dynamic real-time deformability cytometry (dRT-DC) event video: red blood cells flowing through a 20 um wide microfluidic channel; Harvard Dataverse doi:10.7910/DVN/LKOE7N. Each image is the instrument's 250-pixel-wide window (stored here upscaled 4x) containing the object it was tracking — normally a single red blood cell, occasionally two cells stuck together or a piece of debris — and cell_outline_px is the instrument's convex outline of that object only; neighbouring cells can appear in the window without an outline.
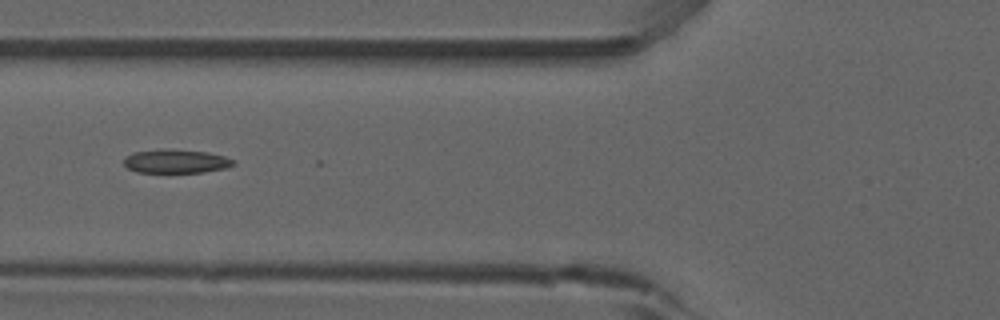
{"species": "common noctule bat (a hibernating species)", "species_latin": "Nyctalus noctula", "temperature_condition": "room temperature", "stored_images_in_passage": 36, "camera_frame_rate_fps": 3000, "um_per_image_px": 0.085, "animal": {"sex": "male", "forearm_length_mm": 52.5}, "frame": {"image": 1, "passage_image": 19, "time_ms": 6.0, "image_size_px": [1000, 320], "cell_outline_px": [[236, 164], [224, 168], [204, 172], [136, 172], [128, 168], [124, 164], [124, 156], [132, 152], [160, 148], [168, 148], [208, 152], [224, 156], [236, 160]], "centroid_in_image_um": [14.94, 13.68], "position_along_channel_um": 110.9, "area_um2": 15.43}}